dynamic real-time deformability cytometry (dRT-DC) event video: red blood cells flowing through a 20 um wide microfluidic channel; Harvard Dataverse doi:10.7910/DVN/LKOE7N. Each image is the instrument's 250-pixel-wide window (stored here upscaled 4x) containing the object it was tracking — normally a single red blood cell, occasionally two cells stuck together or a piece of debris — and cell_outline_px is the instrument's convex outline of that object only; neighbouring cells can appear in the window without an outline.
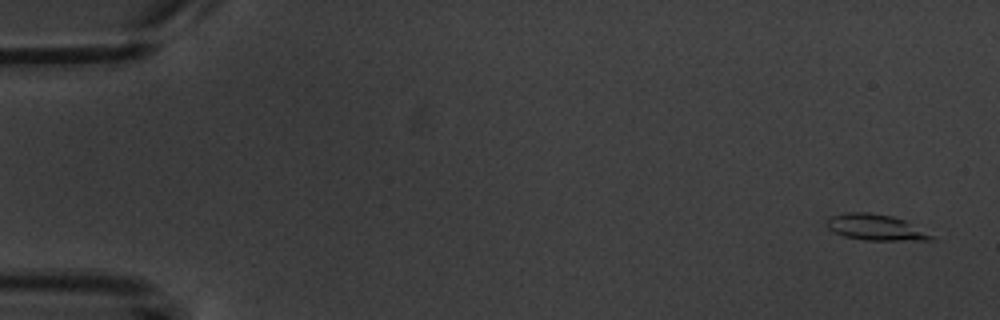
{"species": "common noctule bat (a hibernating species)", "species_latin": "Nyctalus noctula", "temperature_condition": "warm", "stored_images_in_passage": 6, "camera_frame_rate_fps": 3000, "um_per_image_px": 0.085, "animal": {"sex": "male", "body_mass_g": 20.1, "forearm_length_mm": 53.5}, "frame": {"image": 1, "passage_image": 1, "time_ms": 0.0, "image_size_px": [1000, 320], "cell_outline_px": [[936, 240], [864, 240], [844, 236], [828, 228], [824, 224], [832, 216], [848, 212], [868, 212], [892, 216], [904, 220], [936, 236]], "centroid_in_image_um": [74.46, 19.33], "position_along_channel_um": 10.5, "area_um2": 15.78}}